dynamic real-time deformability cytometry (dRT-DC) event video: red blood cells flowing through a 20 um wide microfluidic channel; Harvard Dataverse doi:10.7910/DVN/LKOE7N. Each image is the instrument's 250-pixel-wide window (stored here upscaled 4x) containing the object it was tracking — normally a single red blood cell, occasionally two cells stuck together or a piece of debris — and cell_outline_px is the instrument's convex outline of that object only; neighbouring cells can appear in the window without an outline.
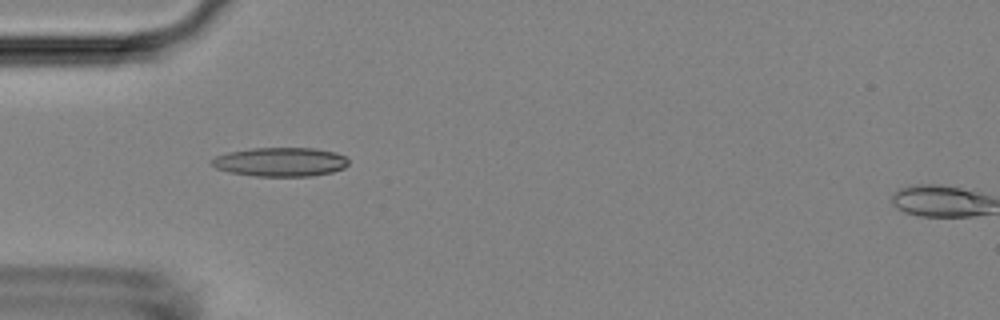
{"species": "Egyptian fruit bat (a non-hibernating species)", "species_latin": "Rousettus aegyptiacus", "temperature_condition": "room temperature", "stored_images_in_passage": 52, "camera_frame_rate_fps": 3000, "um_per_image_px": 0.085, "animal": {"sex": "female"}, "frame": {"image": 1, "passage_image": 16, "time_ms": 5.0, "image_size_px": [1000, 320], "cell_outline_px": [[348, 164], [344, 168], [332, 172], [312, 176], [252, 176], [228, 172], [216, 168], [208, 164], [208, 160], [216, 156], [228, 152], [252, 148], [316, 148], [336, 152], [344, 156], [348, 160]], "centroid_in_image_um": [23.79, 13.76], "position_along_channel_um": 61.2, "area_um2": 23.41}}
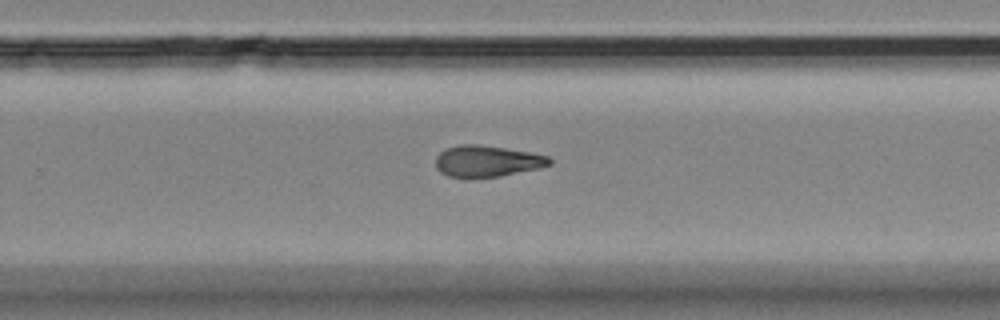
{"frame": {"image": 2, "passage_image": 34, "time_ms": 11.0, "image_size_px": [1000, 320], "cell_outline_px": [[552, 164], [540, 168], [500, 176], [448, 176], [440, 172], [436, 168], [436, 156], [440, 152], [448, 148], [460, 144], [476, 144], [504, 148], [528, 152], [548, 156], [552, 160]], "centroid_in_image_um": [41.41, 13.68], "position_along_channel_um": 288.4, "area_um2": 20.4}}
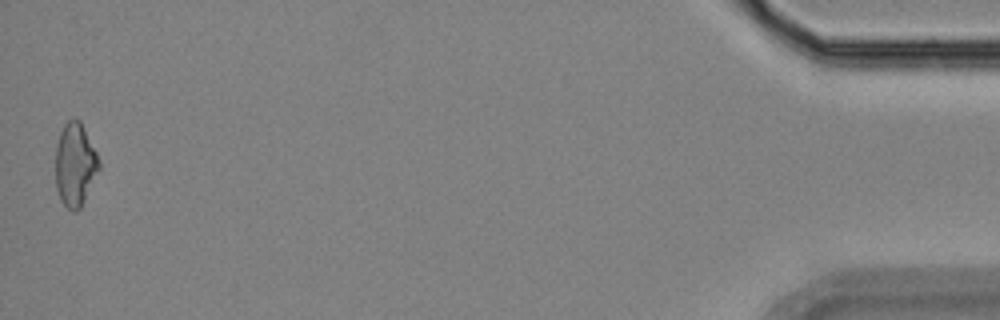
{"frame": {"image": 3, "passage_image": 52, "time_ms": 17.0, "image_size_px": [1000, 320], "cell_outline_px": [[100, 168], [80, 208], [76, 212], [72, 212], [60, 200], [56, 188], [56, 144], [60, 132], [64, 124], [72, 116], [80, 120], [100, 160]], "centroid_in_image_um": [6.37, 13.97], "position_along_channel_um": 428.8, "area_um2": 21.15}, "authors_computed_cell_mechanics": {"area_um2": 21.1548, "velocity_mm_per_s": 3.81, "shape_relaxation_time_tau1_ms": 10.3946, "shape_relaxation_time_tau2_ms": 4.4906, "deformation_change_tau1": 0.2506, "deformation_change_tau2": 0.14}}